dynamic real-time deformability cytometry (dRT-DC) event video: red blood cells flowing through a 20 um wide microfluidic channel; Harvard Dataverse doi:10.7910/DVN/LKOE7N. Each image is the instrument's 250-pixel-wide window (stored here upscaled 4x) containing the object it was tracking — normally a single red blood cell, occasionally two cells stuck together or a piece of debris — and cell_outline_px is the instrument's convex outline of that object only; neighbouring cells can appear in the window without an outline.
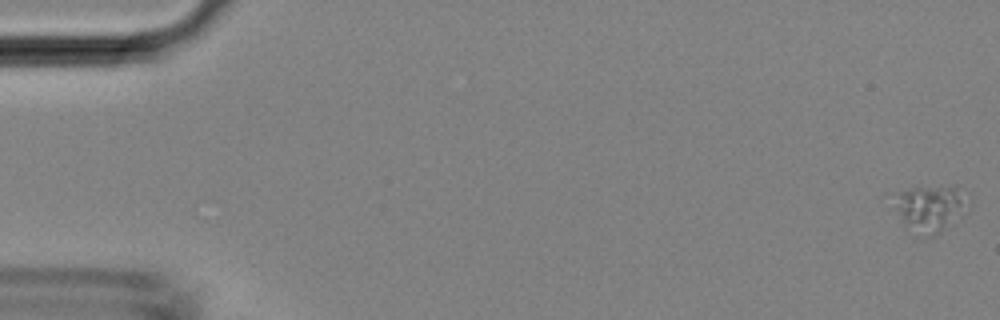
{"species": "Egyptian fruit bat (a non-hibernating species)", "species_latin": "Rousettus aegyptiacus", "temperature_condition": "room temperature", "stored_images_in_passage": 45, "camera_frame_rate_fps": 3000, "um_per_image_px": 0.085, "animal": {"sex": "female"}, "frame": {"image": 1, "passage_image": 1, "time_ms": 0.0, "image_size_px": [1000, 320], "cell_outline_px": [[968, 212], [940, 232], [932, 236], [924, 236], [904, 224], [888, 196], [892, 192], [912, 188], [952, 188]], "centroid_in_image_um": [78.87, 17.75], "position_along_channel_um": 6.1, "area_um2": 19.07}}
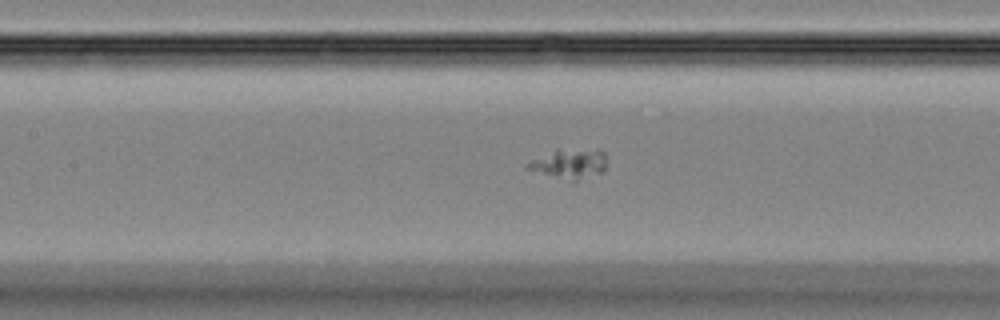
{"frame": {"image": 2, "passage_image": 21, "time_ms": 6.667, "image_size_px": [1000, 320], "cell_outline_px": [[608, 164], [604, 172], [572, 184], [524, 168], [524, 164], [556, 148], [600, 148], [604, 152]], "centroid_in_image_um": [48.45, 13.93], "position_along_channel_um": 159.0, "area_um2": 15.03}}
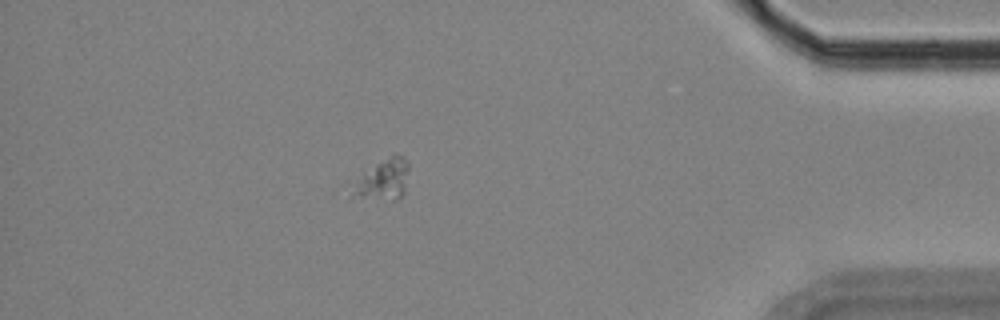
{"frame": {"image": 3, "passage_image": 40, "time_ms": 13.0, "image_size_px": [1000, 320], "cell_outline_px": [[408, 168], [404, 196], [396, 200], [392, 200], [352, 196], [352, 188], [376, 164], [392, 156], [404, 156], [408, 164]], "centroid_in_image_um": [32.65, 15.32], "position_along_channel_um": 402.5, "area_um2": 12.54}}